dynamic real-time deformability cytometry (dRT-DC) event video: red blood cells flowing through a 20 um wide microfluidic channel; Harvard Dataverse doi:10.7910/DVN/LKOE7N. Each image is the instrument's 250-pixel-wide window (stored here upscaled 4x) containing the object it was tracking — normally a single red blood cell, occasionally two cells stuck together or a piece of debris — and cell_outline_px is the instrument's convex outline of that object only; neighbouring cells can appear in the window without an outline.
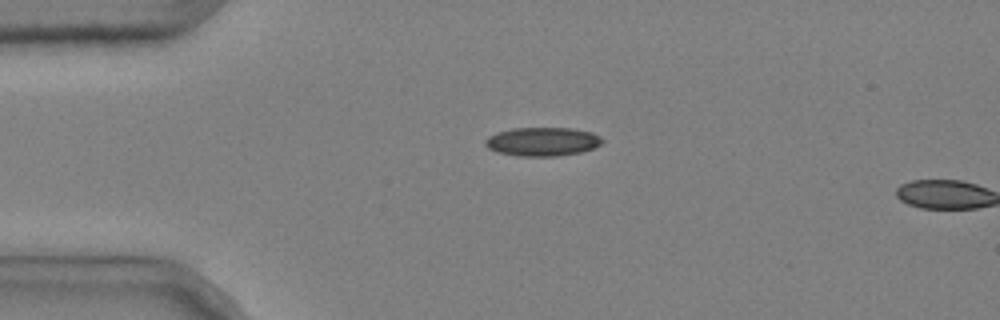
{"species": "common noctule bat (a hibernating species)", "species_latin": "Nyctalus noctula", "temperature_condition": "cold", "stored_images_in_passage": 2, "camera_frame_rate_fps": 3000, "um_per_image_px": 0.085, "animal": {"sex": "male", "body_mass_g": 20.4}, "frame": {"image": 1, "passage_image": 1, "time_ms": 0.0, "image_size_px": [1000, 320], "cell_outline_px": [[604, 140], [600, 144], [592, 148], [580, 152], [556, 156], [516, 156], [496, 152], [488, 148], [484, 144], [484, 140], [488, 136], [496, 132], [512, 128], [572, 128], [592, 132], [600, 136]], "centroid_in_image_um": [46.06, 12.03], "position_along_channel_um": 38.9, "area_um2": 19.71}}